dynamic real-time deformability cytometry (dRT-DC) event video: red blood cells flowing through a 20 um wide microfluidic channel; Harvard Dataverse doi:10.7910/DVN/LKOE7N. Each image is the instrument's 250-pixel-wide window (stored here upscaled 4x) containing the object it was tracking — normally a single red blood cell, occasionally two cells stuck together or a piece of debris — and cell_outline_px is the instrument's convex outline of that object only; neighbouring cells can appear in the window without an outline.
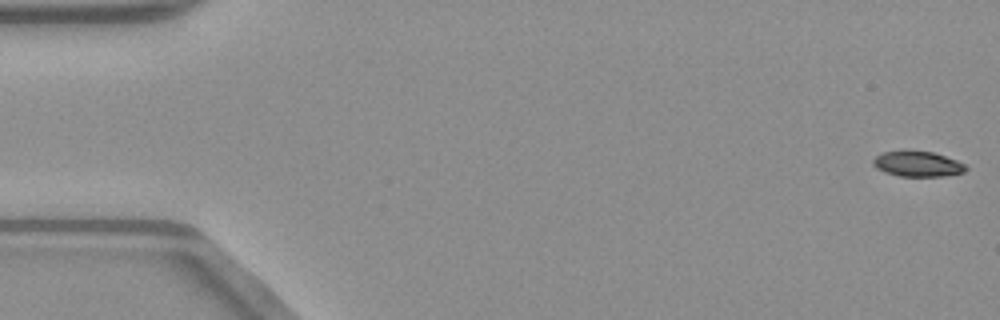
{"species": "common noctule bat (a hibernating species)", "species_latin": "Nyctalus noctula", "temperature_condition": "warm", "stored_images_in_passage": 52, "camera_frame_rate_fps": 3000, "um_per_image_px": 0.085, "animal": {"sex": "male", "body_mass_g": 23.1, "forearm_length_mm": 52.7}, "frame": {"image": 1, "passage_image": 1, "time_ms": 0.0, "image_size_px": [1000, 320], "cell_outline_px": [[968, 168], [964, 172], [944, 176], [900, 176], [884, 172], [876, 168], [872, 164], [872, 160], [876, 156], [884, 152], [932, 152], [956, 160], [964, 164]], "centroid_in_image_um": [77.99, 13.96], "position_along_channel_um": 7.0, "area_um2": 13.35}}
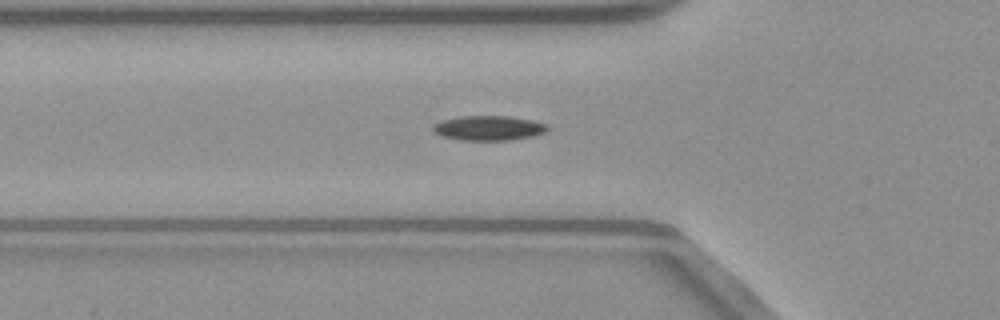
{"frame": {"image": 2, "passage_image": 18, "time_ms": 5.667, "image_size_px": [1000, 320], "cell_outline_px": [[548, 128], [544, 132], [532, 136], [512, 140], [460, 140], [440, 136], [432, 128], [432, 124], [444, 120], [464, 116], [508, 116], [532, 120], [548, 124]], "centroid_in_image_um": [41.53, 10.89], "position_along_channel_um": 84.3, "area_um2": 16.42}}
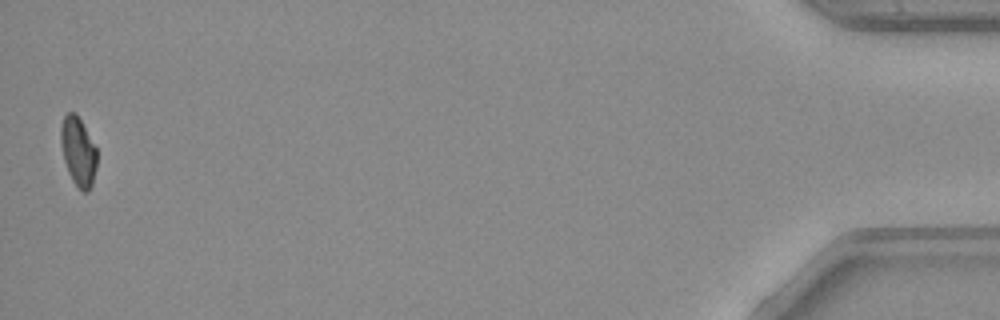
{"frame": {"image": 3, "passage_image": 51, "time_ms": 16.667, "image_size_px": [1000, 320], "cell_outline_px": [[96, 168], [92, 184], [88, 192], [84, 192], [72, 180], [68, 172], [64, 160], [60, 144], [60, 128], [64, 116], [68, 112], [76, 112], [96, 148]], "centroid_in_image_um": [6.63, 12.86], "position_along_channel_um": 428.6, "area_um2": 14.39}, "authors_computed_cell_mechanics": {"area_um2": 15.2592, "velocity_mm_per_s": 4.0436, "shape_relaxation_time_tau1_ms": 8.4785, "shape_relaxation_time_tau2_ms": null, "deformation_change_tau1": 0.1759, "deformation_change_tau2": null}}